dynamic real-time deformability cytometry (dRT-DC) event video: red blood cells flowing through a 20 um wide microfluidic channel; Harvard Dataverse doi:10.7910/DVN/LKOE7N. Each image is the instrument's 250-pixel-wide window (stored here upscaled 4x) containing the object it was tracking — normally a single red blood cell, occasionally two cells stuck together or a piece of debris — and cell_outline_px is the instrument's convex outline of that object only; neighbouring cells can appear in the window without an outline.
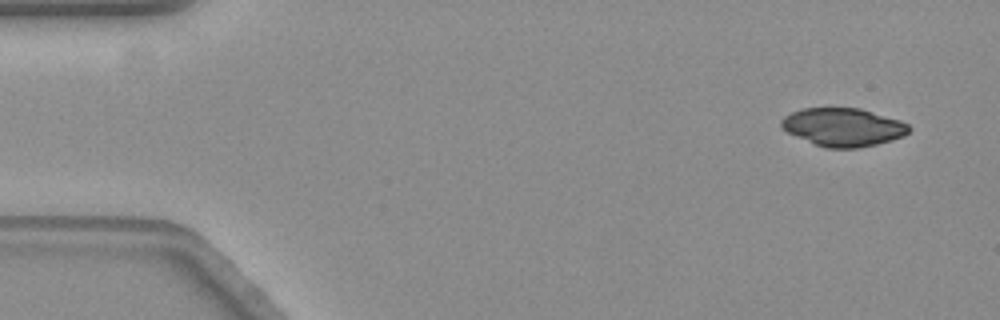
{"species": "common noctule bat (a hibernating species)", "species_latin": "Nyctalus noctula", "temperature_condition": "warm", "stored_images_in_passage": 55, "camera_frame_rate_fps": 3000, "um_per_image_px": 0.085, "animal": {"sex": "female", "body_mass_g": 19.3, "forearm_length_mm": 54.1}, "frame": {"image": 1, "passage_image": 1, "time_ms": 0.0, "image_size_px": [1000, 320], "cell_outline_px": [[912, 128], [904, 136], [892, 140], [876, 144], [856, 148], [824, 148], [788, 132], [780, 124], [780, 120], [784, 116], [800, 108], [860, 108], [900, 120], [908, 124]], "centroid_in_image_um": [71.68, 10.8], "position_along_channel_um": 13.3, "area_um2": 28.32}}